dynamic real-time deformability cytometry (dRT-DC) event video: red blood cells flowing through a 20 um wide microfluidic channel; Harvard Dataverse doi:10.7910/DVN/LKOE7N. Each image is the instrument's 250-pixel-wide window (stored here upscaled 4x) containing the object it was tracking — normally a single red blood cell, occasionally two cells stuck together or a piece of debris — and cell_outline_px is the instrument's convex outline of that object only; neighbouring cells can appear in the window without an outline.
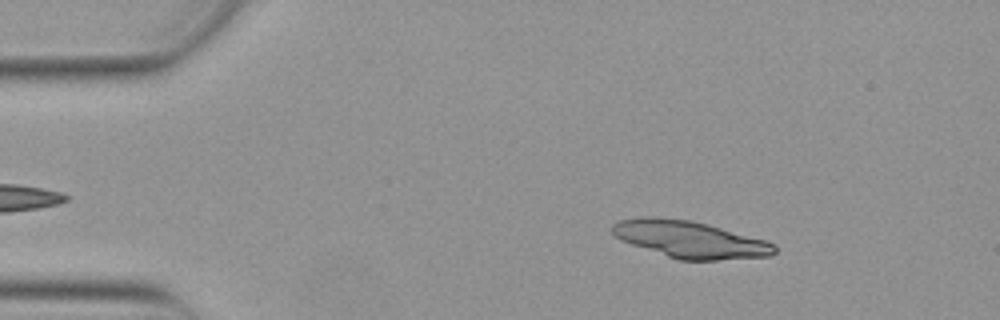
{"species": "Egyptian fruit bat (a non-hibernating species)", "species_latin": "Rousettus aegyptiacus", "temperature_condition": "warm", "stored_images_in_passage": 51, "segment_of_instrument_passage": [1, 2], "camera_frame_rate_fps": 3000, "um_per_image_px": 0.085, "animal": {"sex": "female"}, "frame": {"image": 1, "passage_image": 7, "time_ms": 2.0, "image_size_px": [1000, 320], "cell_outline_px": [[776, 252], [768, 256], [716, 260], [680, 260], [620, 240], [612, 232], [612, 224], [620, 220], [640, 216], [656, 216], [688, 220], [708, 224], [764, 240], [776, 244]], "centroid_in_image_um": [58.62, 20.33], "position_along_channel_um": 26.4, "area_um2": 34.62}}